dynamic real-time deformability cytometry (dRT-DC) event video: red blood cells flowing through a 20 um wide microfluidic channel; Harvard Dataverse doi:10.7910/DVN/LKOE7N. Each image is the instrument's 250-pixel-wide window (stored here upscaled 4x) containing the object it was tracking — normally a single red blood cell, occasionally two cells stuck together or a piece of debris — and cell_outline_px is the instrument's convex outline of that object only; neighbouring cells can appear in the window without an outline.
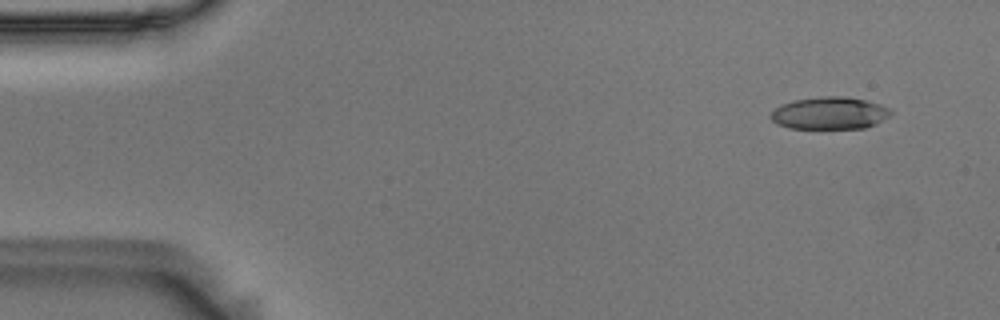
{"species": "Egyptian fruit bat (a non-hibernating species)", "species_latin": "Rousettus aegyptiacus", "temperature_condition": "room temperature", "stored_images_in_passage": 11, "camera_frame_rate_fps": 3000, "um_per_image_px": 0.085, "animal": {"sex": "male"}, "frame": {"image": 1, "passage_image": 1, "time_ms": 0.0, "image_size_px": [1000, 320], "cell_outline_px": [[892, 112], [888, 116], [876, 124], [864, 128], [788, 128], [776, 124], [768, 116], [780, 104], [796, 100], [824, 96], [844, 96], [864, 100], [880, 104], [888, 108]], "centroid_in_image_um": [70.49, 9.62], "position_along_channel_um": 14.5, "area_um2": 22.48}}